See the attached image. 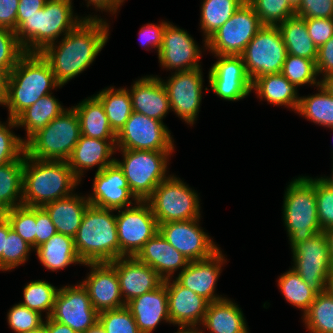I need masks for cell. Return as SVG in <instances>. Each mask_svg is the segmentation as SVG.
<instances>
[{
	"label": "cell",
	"mask_w": 333,
	"mask_h": 333,
	"mask_svg": "<svg viewBox=\"0 0 333 333\" xmlns=\"http://www.w3.org/2000/svg\"><path fill=\"white\" fill-rule=\"evenodd\" d=\"M288 1L295 10L300 6L302 2V0H288Z\"/></svg>",
	"instance_id": "cell-68"
},
{
	"label": "cell",
	"mask_w": 333,
	"mask_h": 333,
	"mask_svg": "<svg viewBox=\"0 0 333 333\" xmlns=\"http://www.w3.org/2000/svg\"><path fill=\"white\" fill-rule=\"evenodd\" d=\"M29 333H43V329H40V330L35 331V332H29Z\"/></svg>",
	"instance_id": "cell-71"
},
{
	"label": "cell",
	"mask_w": 333,
	"mask_h": 333,
	"mask_svg": "<svg viewBox=\"0 0 333 333\" xmlns=\"http://www.w3.org/2000/svg\"><path fill=\"white\" fill-rule=\"evenodd\" d=\"M20 0H0V27L15 31Z\"/></svg>",
	"instance_id": "cell-57"
},
{
	"label": "cell",
	"mask_w": 333,
	"mask_h": 333,
	"mask_svg": "<svg viewBox=\"0 0 333 333\" xmlns=\"http://www.w3.org/2000/svg\"><path fill=\"white\" fill-rule=\"evenodd\" d=\"M71 0H47L44 8L25 16L16 28L17 41L26 53H40L61 33L71 32L83 19L73 17Z\"/></svg>",
	"instance_id": "cell-4"
},
{
	"label": "cell",
	"mask_w": 333,
	"mask_h": 333,
	"mask_svg": "<svg viewBox=\"0 0 333 333\" xmlns=\"http://www.w3.org/2000/svg\"><path fill=\"white\" fill-rule=\"evenodd\" d=\"M43 333H77L68 325L61 324L50 317L43 323Z\"/></svg>",
	"instance_id": "cell-59"
},
{
	"label": "cell",
	"mask_w": 333,
	"mask_h": 333,
	"mask_svg": "<svg viewBox=\"0 0 333 333\" xmlns=\"http://www.w3.org/2000/svg\"><path fill=\"white\" fill-rule=\"evenodd\" d=\"M80 135L75 109L64 110L25 144V154L38 160L67 161Z\"/></svg>",
	"instance_id": "cell-7"
},
{
	"label": "cell",
	"mask_w": 333,
	"mask_h": 333,
	"mask_svg": "<svg viewBox=\"0 0 333 333\" xmlns=\"http://www.w3.org/2000/svg\"><path fill=\"white\" fill-rule=\"evenodd\" d=\"M327 290L333 296V272L330 274V277H329V280H328Z\"/></svg>",
	"instance_id": "cell-66"
},
{
	"label": "cell",
	"mask_w": 333,
	"mask_h": 333,
	"mask_svg": "<svg viewBox=\"0 0 333 333\" xmlns=\"http://www.w3.org/2000/svg\"><path fill=\"white\" fill-rule=\"evenodd\" d=\"M89 205L90 202L85 197L72 194L48 203L42 208L50 216L57 233L74 238Z\"/></svg>",
	"instance_id": "cell-29"
},
{
	"label": "cell",
	"mask_w": 333,
	"mask_h": 333,
	"mask_svg": "<svg viewBox=\"0 0 333 333\" xmlns=\"http://www.w3.org/2000/svg\"><path fill=\"white\" fill-rule=\"evenodd\" d=\"M65 109L55 99L47 94L41 97L37 102L24 110L15 120L8 119L10 127L25 126L28 139L26 144L36 133L43 130L53 119L58 117Z\"/></svg>",
	"instance_id": "cell-30"
},
{
	"label": "cell",
	"mask_w": 333,
	"mask_h": 333,
	"mask_svg": "<svg viewBox=\"0 0 333 333\" xmlns=\"http://www.w3.org/2000/svg\"><path fill=\"white\" fill-rule=\"evenodd\" d=\"M177 333H202V331H198L195 329H182V328H179V331Z\"/></svg>",
	"instance_id": "cell-67"
},
{
	"label": "cell",
	"mask_w": 333,
	"mask_h": 333,
	"mask_svg": "<svg viewBox=\"0 0 333 333\" xmlns=\"http://www.w3.org/2000/svg\"><path fill=\"white\" fill-rule=\"evenodd\" d=\"M5 215V212L0 208V219L3 218Z\"/></svg>",
	"instance_id": "cell-70"
},
{
	"label": "cell",
	"mask_w": 333,
	"mask_h": 333,
	"mask_svg": "<svg viewBox=\"0 0 333 333\" xmlns=\"http://www.w3.org/2000/svg\"><path fill=\"white\" fill-rule=\"evenodd\" d=\"M287 54L304 57L316 62L318 48L308 34L305 19L292 16L278 25Z\"/></svg>",
	"instance_id": "cell-35"
},
{
	"label": "cell",
	"mask_w": 333,
	"mask_h": 333,
	"mask_svg": "<svg viewBox=\"0 0 333 333\" xmlns=\"http://www.w3.org/2000/svg\"><path fill=\"white\" fill-rule=\"evenodd\" d=\"M168 294V309L170 323L178 324L180 328L195 329L203 322L209 302L195 292L182 286L177 280L173 283L170 279L163 281Z\"/></svg>",
	"instance_id": "cell-23"
},
{
	"label": "cell",
	"mask_w": 333,
	"mask_h": 333,
	"mask_svg": "<svg viewBox=\"0 0 333 333\" xmlns=\"http://www.w3.org/2000/svg\"><path fill=\"white\" fill-rule=\"evenodd\" d=\"M8 323L16 333L35 332L43 327L41 314L18 303L8 313Z\"/></svg>",
	"instance_id": "cell-48"
},
{
	"label": "cell",
	"mask_w": 333,
	"mask_h": 333,
	"mask_svg": "<svg viewBox=\"0 0 333 333\" xmlns=\"http://www.w3.org/2000/svg\"><path fill=\"white\" fill-rule=\"evenodd\" d=\"M281 73L297 87L306 83L317 86L321 84V81L316 82L315 78L318 74L316 62L304 57L287 54Z\"/></svg>",
	"instance_id": "cell-45"
},
{
	"label": "cell",
	"mask_w": 333,
	"mask_h": 333,
	"mask_svg": "<svg viewBox=\"0 0 333 333\" xmlns=\"http://www.w3.org/2000/svg\"><path fill=\"white\" fill-rule=\"evenodd\" d=\"M123 162L115 160L122 169L129 189L138 201H146L154 189L167 177V158L172 151H143L121 149Z\"/></svg>",
	"instance_id": "cell-8"
},
{
	"label": "cell",
	"mask_w": 333,
	"mask_h": 333,
	"mask_svg": "<svg viewBox=\"0 0 333 333\" xmlns=\"http://www.w3.org/2000/svg\"><path fill=\"white\" fill-rule=\"evenodd\" d=\"M262 26L254 8L246 1L206 40V47L216 55L240 56Z\"/></svg>",
	"instance_id": "cell-12"
},
{
	"label": "cell",
	"mask_w": 333,
	"mask_h": 333,
	"mask_svg": "<svg viewBox=\"0 0 333 333\" xmlns=\"http://www.w3.org/2000/svg\"><path fill=\"white\" fill-rule=\"evenodd\" d=\"M140 333H151L162 320L170 322L168 294L163 282L155 290L135 297L126 303Z\"/></svg>",
	"instance_id": "cell-26"
},
{
	"label": "cell",
	"mask_w": 333,
	"mask_h": 333,
	"mask_svg": "<svg viewBox=\"0 0 333 333\" xmlns=\"http://www.w3.org/2000/svg\"><path fill=\"white\" fill-rule=\"evenodd\" d=\"M219 60L209 71V84L219 97L236 101L243 99L252 90V81L247 75L241 56L216 55Z\"/></svg>",
	"instance_id": "cell-18"
},
{
	"label": "cell",
	"mask_w": 333,
	"mask_h": 333,
	"mask_svg": "<svg viewBox=\"0 0 333 333\" xmlns=\"http://www.w3.org/2000/svg\"><path fill=\"white\" fill-rule=\"evenodd\" d=\"M332 173H333V171H332ZM321 179L333 189V174H332V177H330V178L321 177Z\"/></svg>",
	"instance_id": "cell-69"
},
{
	"label": "cell",
	"mask_w": 333,
	"mask_h": 333,
	"mask_svg": "<svg viewBox=\"0 0 333 333\" xmlns=\"http://www.w3.org/2000/svg\"><path fill=\"white\" fill-rule=\"evenodd\" d=\"M12 229L32 248L36 249V207L17 206L4 215Z\"/></svg>",
	"instance_id": "cell-44"
},
{
	"label": "cell",
	"mask_w": 333,
	"mask_h": 333,
	"mask_svg": "<svg viewBox=\"0 0 333 333\" xmlns=\"http://www.w3.org/2000/svg\"><path fill=\"white\" fill-rule=\"evenodd\" d=\"M260 98H265L274 105H286L298 109L300 97L297 96V86L290 83L282 73L266 74L252 82Z\"/></svg>",
	"instance_id": "cell-33"
},
{
	"label": "cell",
	"mask_w": 333,
	"mask_h": 333,
	"mask_svg": "<svg viewBox=\"0 0 333 333\" xmlns=\"http://www.w3.org/2000/svg\"><path fill=\"white\" fill-rule=\"evenodd\" d=\"M193 40L185 30L167 23L158 53L161 66L178 72L200 68L198 59L201 51Z\"/></svg>",
	"instance_id": "cell-21"
},
{
	"label": "cell",
	"mask_w": 333,
	"mask_h": 333,
	"mask_svg": "<svg viewBox=\"0 0 333 333\" xmlns=\"http://www.w3.org/2000/svg\"><path fill=\"white\" fill-rule=\"evenodd\" d=\"M202 323L211 333H248L242 311L225 297L209 303Z\"/></svg>",
	"instance_id": "cell-31"
},
{
	"label": "cell",
	"mask_w": 333,
	"mask_h": 333,
	"mask_svg": "<svg viewBox=\"0 0 333 333\" xmlns=\"http://www.w3.org/2000/svg\"><path fill=\"white\" fill-rule=\"evenodd\" d=\"M58 290L46 281H32L24 287L25 301L20 304L40 314L42 310H47L48 318L52 313Z\"/></svg>",
	"instance_id": "cell-42"
},
{
	"label": "cell",
	"mask_w": 333,
	"mask_h": 333,
	"mask_svg": "<svg viewBox=\"0 0 333 333\" xmlns=\"http://www.w3.org/2000/svg\"><path fill=\"white\" fill-rule=\"evenodd\" d=\"M325 234L327 235L328 243H329V250H330V257L333 262V227L327 229L325 231Z\"/></svg>",
	"instance_id": "cell-64"
},
{
	"label": "cell",
	"mask_w": 333,
	"mask_h": 333,
	"mask_svg": "<svg viewBox=\"0 0 333 333\" xmlns=\"http://www.w3.org/2000/svg\"><path fill=\"white\" fill-rule=\"evenodd\" d=\"M305 22L308 34L317 48L333 36V18H308Z\"/></svg>",
	"instance_id": "cell-53"
},
{
	"label": "cell",
	"mask_w": 333,
	"mask_h": 333,
	"mask_svg": "<svg viewBox=\"0 0 333 333\" xmlns=\"http://www.w3.org/2000/svg\"><path fill=\"white\" fill-rule=\"evenodd\" d=\"M109 263L116 269L125 304L135 297L155 290L164 281L153 268L136 257H121Z\"/></svg>",
	"instance_id": "cell-22"
},
{
	"label": "cell",
	"mask_w": 333,
	"mask_h": 333,
	"mask_svg": "<svg viewBox=\"0 0 333 333\" xmlns=\"http://www.w3.org/2000/svg\"><path fill=\"white\" fill-rule=\"evenodd\" d=\"M95 97L103 105L112 130L118 134L133 112L129 90L120 88L114 91V87L107 88L99 92Z\"/></svg>",
	"instance_id": "cell-37"
},
{
	"label": "cell",
	"mask_w": 333,
	"mask_h": 333,
	"mask_svg": "<svg viewBox=\"0 0 333 333\" xmlns=\"http://www.w3.org/2000/svg\"><path fill=\"white\" fill-rule=\"evenodd\" d=\"M40 262L49 270L63 269L70 264H84L77 255L74 238L56 233L36 248Z\"/></svg>",
	"instance_id": "cell-34"
},
{
	"label": "cell",
	"mask_w": 333,
	"mask_h": 333,
	"mask_svg": "<svg viewBox=\"0 0 333 333\" xmlns=\"http://www.w3.org/2000/svg\"><path fill=\"white\" fill-rule=\"evenodd\" d=\"M73 108L79 118L81 135L116 141L117 134L109 124L103 105L95 96L85 99Z\"/></svg>",
	"instance_id": "cell-32"
},
{
	"label": "cell",
	"mask_w": 333,
	"mask_h": 333,
	"mask_svg": "<svg viewBox=\"0 0 333 333\" xmlns=\"http://www.w3.org/2000/svg\"><path fill=\"white\" fill-rule=\"evenodd\" d=\"M98 322L106 333H140L133 315L126 306L100 312Z\"/></svg>",
	"instance_id": "cell-46"
},
{
	"label": "cell",
	"mask_w": 333,
	"mask_h": 333,
	"mask_svg": "<svg viewBox=\"0 0 333 333\" xmlns=\"http://www.w3.org/2000/svg\"><path fill=\"white\" fill-rule=\"evenodd\" d=\"M255 10L262 25L278 26L296 15L288 0H246Z\"/></svg>",
	"instance_id": "cell-43"
},
{
	"label": "cell",
	"mask_w": 333,
	"mask_h": 333,
	"mask_svg": "<svg viewBox=\"0 0 333 333\" xmlns=\"http://www.w3.org/2000/svg\"><path fill=\"white\" fill-rule=\"evenodd\" d=\"M246 0H204L201 8V27L206 40L212 36Z\"/></svg>",
	"instance_id": "cell-38"
},
{
	"label": "cell",
	"mask_w": 333,
	"mask_h": 333,
	"mask_svg": "<svg viewBox=\"0 0 333 333\" xmlns=\"http://www.w3.org/2000/svg\"><path fill=\"white\" fill-rule=\"evenodd\" d=\"M129 91L133 112L162 121L171 109L163 80L158 77H143Z\"/></svg>",
	"instance_id": "cell-25"
},
{
	"label": "cell",
	"mask_w": 333,
	"mask_h": 333,
	"mask_svg": "<svg viewBox=\"0 0 333 333\" xmlns=\"http://www.w3.org/2000/svg\"><path fill=\"white\" fill-rule=\"evenodd\" d=\"M24 159H16L0 166V208L5 212L23 205ZM21 195V196H19ZM17 197H19V203Z\"/></svg>",
	"instance_id": "cell-36"
},
{
	"label": "cell",
	"mask_w": 333,
	"mask_h": 333,
	"mask_svg": "<svg viewBox=\"0 0 333 333\" xmlns=\"http://www.w3.org/2000/svg\"><path fill=\"white\" fill-rule=\"evenodd\" d=\"M135 257L153 268L163 280L169 279L178 268H186L189 263L160 232L149 239Z\"/></svg>",
	"instance_id": "cell-27"
},
{
	"label": "cell",
	"mask_w": 333,
	"mask_h": 333,
	"mask_svg": "<svg viewBox=\"0 0 333 333\" xmlns=\"http://www.w3.org/2000/svg\"><path fill=\"white\" fill-rule=\"evenodd\" d=\"M99 313L91 304L82 284L60 288L55 297L52 320L68 325L77 333H83L98 322Z\"/></svg>",
	"instance_id": "cell-15"
},
{
	"label": "cell",
	"mask_w": 333,
	"mask_h": 333,
	"mask_svg": "<svg viewBox=\"0 0 333 333\" xmlns=\"http://www.w3.org/2000/svg\"><path fill=\"white\" fill-rule=\"evenodd\" d=\"M91 266L87 280L81 284L87 290L92 306L100 313L126 306L120 293L116 269L109 262L84 263Z\"/></svg>",
	"instance_id": "cell-20"
},
{
	"label": "cell",
	"mask_w": 333,
	"mask_h": 333,
	"mask_svg": "<svg viewBox=\"0 0 333 333\" xmlns=\"http://www.w3.org/2000/svg\"><path fill=\"white\" fill-rule=\"evenodd\" d=\"M198 195L180 179L169 176L146 200L158 224L200 218Z\"/></svg>",
	"instance_id": "cell-9"
},
{
	"label": "cell",
	"mask_w": 333,
	"mask_h": 333,
	"mask_svg": "<svg viewBox=\"0 0 333 333\" xmlns=\"http://www.w3.org/2000/svg\"><path fill=\"white\" fill-rule=\"evenodd\" d=\"M124 2V0H89L88 5L94 4L96 8L104 9V10H110V12L116 13L117 8L121 5V3Z\"/></svg>",
	"instance_id": "cell-60"
},
{
	"label": "cell",
	"mask_w": 333,
	"mask_h": 333,
	"mask_svg": "<svg viewBox=\"0 0 333 333\" xmlns=\"http://www.w3.org/2000/svg\"><path fill=\"white\" fill-rule=\"evenodd\" d=\"M79 181L67 161L38 160L25 154L22 203L43 207L72 195L69 193Z\"/></svg>",
	"instance_id": "cell-3"
},
{
	"label": "cell",
	"mask_w": 333,
	"mask_h": 333,
	"mask_svg": "<svg viewBox=\"0 0 333 333\" xmlns=\"http://www.w3.org/2000/svg\"><path fill=\"white\" fill-rule=\"evenodd\" d=\"M47 0H20L17 10V27L25 20V16L35 14L44 8Z\"/></svg>",
	"instance_id": "cell-58"
},
{
	"label": "cell",
	"mask_w": 333,
	"mask_h": 333,
	"mask_svg": "<svg viewBox=\"0 0 333 333\" xmlns=\"http://www.w3.org/2000/svg\"><path fill=\"white\" fill-rule=\"evenodd\" d=\"M36 248L57 233L50 216L42 207H36Z\"/></svg>",
	"instance_id": "cell-54"
},
{
	"label": "cell",
	"mask_w": 333,
	"mask_h": 333,
	"mask_svg": "<svg viewBox=\"0 0 333 333\" xmlns=\"http://www.w3.org/2000/svg\"><path fill=\"white\" fill-rule=\"evenodd\" d=\"M320 93L300 97L297 113L325 127L333 126V96L323 87L318 86Z\"/></svg>",
	"instance_id": "cell-39"
},
{
	"label": "cell",
	"mask_w": 333,
	"mask_h": 333,
	"mask_svg": "<svg viewBox=\"0 0 333 333\" xmlns=\"http://www.w3.org/2000/svg\"><path fill=\"white\" fill-rule=\"evenodd\" d=\"M278 284L285 299L295 307L304 310V314L317 295L294 269L281 275Z\"/></svg>",
	"instance_id": "cell-40"
},
{
	"label": "cell",
	"mask_w": 333,
	"mask_h": 333,
	"mask_svg": "<svg viewBox=\"0 0 333 333\" xmlns=\"http://www.w3.org/2000/svg\"><path fill=\"white\" fill-rule=\"evenodd\" d=\"M60 86L41 53L25 52L9 73L4 103L9 109V118L15 120L41 97L50 94L51 88Z\"/></svg>",
	"instance_id": "cell-2"
},
{
	"label": "cell",
	"mask_w": 333,
	"mask_h": 333,
	"mask_svg": "<svg viewBox=\"0 0 333 333\" xmlns=\"http://www.w3.org/2000/svg\"><path fill=\"white\" fill-rule=\"evenodd\" d=\"M315 195L318 210V221L325 232L333 227V189L321 178H315Z\"/></svg>",
	"instance_id": "cell-49"
},
{
	"label": "cell",
	"mask_w": 333,
	"mask_h": 333,
	"mask_svg": "<svg viewBox=\"0 0 333 333\" xmlns=\"http://www.w3.org/2000/svg\"><path fill=\"white\" fill-rule=\"evenodd\" d=\"M200 68L175 72L164 86L170 107L188 124H194L202 99L203 78Z\"/></svg>",
	"instance_id": "cell-17"
},
{
	"label": "cell",
	"mask_w": 333,
	"mask_h": 333,
	"mask_svg": "<svg viewBox=\"0 0 333 333\" xmlns=\"http://www.w3.org/2000/svg\"><path fill=\"white\" fill-rule=\"evenodd\" d=\"M24 155L23 139L13 134L6 125L0 122V166L16 159H24Z\"/></svg>",
	"instance_id": "cell-51"
},
{
	"label": "cell",
	"mask_w": 333,
	"mask_h": 333,
	"mask_svg": "<svg viewBox=\"0 0 333 333\" xmlns=\"http://www.w3.org/2000/svg\"><path fill=\"white\" fill-rule=\"evenodd\" d=\"M321 84L333 96V73L325 77Z\"/></svg>",
	"instance_id": "cell-63"
},
{
	"label": "cell",
	"mask_w": 333,
	"mask_h": 333,
	"mask_svg": "<svg viewBox=\"0 0 333 333\" xmlns=\"http://www.w3.org/2000/svg\"><path fill=\"white\" fill-rule=\"evenodd\" d=\"M167 25V22H161L160 25L149 24L147 26H143L139 32L142 46H154L157 48L158 53L162 46L163 32Z\"/></svg>",
	"instance_id": "cell-56"
},
{
	"label": "cell",
	"mask_w": 333,
	"mask_h": 333,
	"mask_svg": "<svg viewBox=\"0 0 333 333\" xmlns=\"http://www.w3.org/2000/svg\"><path fill=\"white\" fill-rule=\"evenodd\" d=\"M9 72L0 68V104L4 105L7 96Z\"/></svg>",
	"instance_id": "cell-61"
},
{
	"label": "cell",
	"mask_w": 333,
	"mask_h": 333,
	"mask_svg": "<svg viewBox=\"0 0 333 333\" xmlns=\"http://www.w3.org/2000/svg\"><path fill=\"white\" fill-rule=\"evenodd\" d=\"M83 333H106L102 325L97 322L94 326L90 327Z\"/></svg>",
	"instance_id": "cell-65"
},
{
	"label": "cell",
	"mask_w": 333,
	"mask_h": 333,
	"mask_svg": "<svg viewBox=\"0 0 333 333\" xmlns=\"http://www.w3.org/2000/svg\"><path fill=\"white\" fill-rule=\"evenodd\" d=\"M32 246L24 241L11 227L8 221V236L2 250V271L23 264Z\"/></svg>",
	"instance_id": "cell-47"
},
{
	"label": "cell",
	"mask_w": 333,
	"mask_h": 333,
	"mask_svg": "<svg viewBox=\"0 0 333 333\" xmlns=\"http://www.w3.org/2000/svg\"><path fill=\"white\" fill-rule=\"evenodd\" d=\"M304 321L311 333H333V296L328 290L316 295Z\"/></svg>",
	"instance_id": "cell-41"
},
{
	"label": "cell",
	"mask_w": 333,
	"mask_h": 333,
	"mask_svg": "<svg viewBox=\"0 0 333 333\" xmlns=\"http://www.w3.org/2000/svg\"><path fill=\"white\" fill-rule=\"evenodd\" d=\"M116 141L89 138L80 135L79 141L75 145L73 152L67 163L74 175L80 180L83 170L99 165L97 172L111 165L116 159H109L116 146Z\"/></svg>",
	"instance_id": "cell-28"
},
{
	"label": "cell",
	"mask_w": 333,
	"mask_h": 333,
	"mask_svg": "<svg viewBox=\"0 0 333 333\" xmlns=\"http://www.w3.org/2000/svg\"><path fill=\"white\" fill-rule=\"evenodd\" d=\"M112 209L89 205L74 237L77 255L83 263L111 262L119 258L116 215Z\"/></svg>",
	"instance_id": "cell-5"
},
{
	"label": "cell",
	"mask_w": 333,
	"mask_h": 333,
	"mask_svg": "<svg viewBox=\"0 0 333 333\" xmlns=\"http://www.w3.org/2000/svg\"><path fill=\"white\" fill-rule=\"evenodd\" d=\"M24 53L15 31L0 27V68L10 73Z\"/></svg>",
	"instance_id": "cell-50"
},
{
	"label": "cell",
	"mask_w": 333,
	"mask_h": 333,
	"mask_svg": "<svg viewBox=\"0 0 333 333\" xmlns=\"http://www.w3.org/2000/svg\"><path fill=\"white\" fill-rule=\"evenodd\" d=\"M283 208L291 248L322 232L318 221L315 179L303 176L292 181L285 192Z\"/></svg>",
	"instance_id": "cell-6"
},
{
	"label": "cell",
	"mask_w": 333,
	"mask_h": 333,
	"mask_svg": "<svg viewBox=\"0 0 333 333\" xmlns=\"http://www.w3.org/2000/svg\"><path fill=\"white\" fill-rule=\"evenodd\" d=\"M199 218L159 224L161 235L189 262L212 257L220 249L199 227Z\"/></svg>",
	"instance_id": "cell-16"
},
{
	"label": "cell",
	"mask_w": 333,
	"mask_h": 333,
	"mask_svg": "<svg viewBox=\"0 0 333 333\" xmlns=\"http://www.w3.org/2000/svg\"><path fill=\"white\" fill-rule=\"evenodd\" d=\"M131 197L138 202L129 189L122 169L114 162L95 173L93 196L86 198L92 206L119 210L133 204L130 200Z\"/></svg>",
	"instance_id": "cell-19"
},
{
	"label": "cell",
	"mask_w": 333,
	"mask_h": 333,
	"mask_svg": "<svg viewBox=\"0 0 333 333\" xmlns=\"http://www.w3.org/2000/svg\"><path fill=\"white\" fill-rule=\"evenodd\" d=\"M170 131L162 121L132 112L116 136L120 149L143 151H173Z\"/></svg>",
	"instance_id": "cell-14"
},
{
	"label": "cell",
	"mask_w": 333,
	"mask_h": 333,
	"mask_svg": "<svg viewBox=\"0 0 333 333\" xmlns=\"http://www.w3.org/2000/svg\"><path fill=\"white\" fill-rule=\"evenodd\" d=\"M8 236V220L4 216L0 219V270H2V250L4 249L5 238Z\"/></svg>",
	"instance_id": "cell-62"
},
{
	"label": "cell",
	"mask_w": 333,
	"mask_h": 333,
	"mask_svg": "<svg viewBox=\"0 0 333 333\" xmlns=\"http://www.w3.org/2000/svg\"><path fill=\"white\" fill-rule=\"evenodd\" d=\"M294 269L317 294L327 290L333 262L325 232H319L292 247Z\"/></svg>",
	"instance_id": "cell-11"
},
{
	"label": "cell",
	"mask_w": 333,
	"mask_h": 333,
	"mask_svg": "<svg viewBox=\"0 0 333 333\" xmlns=\"http://www.w3.org/2000/svg\"><path fill=\"white\" fill-rule=\"evenodd\" d=\"M296 16L308 18H333V0H302Z\"/></svg>",
	"instance_id": "cell-52"
},
{
	"label": "cell",
	"mask_w": 333,
	"mask_h": 333,
	"mask_svg": "<svg viewBox=\"0 0 333 333\" xmlns=\"http://www.w3.org/2000/svg\"><path fill=\"white\" fill-rule=\"evenodd\" d=\"M136 205L119 209V215H116L119 258L127 255L135 257L144 244L159 232V224L150 205L146 201H138Z\"/></svg>",
	"instance_id": "cell-13"
},
{
	"label": "cell",
	"mask_w": 333,
	"mask_h": 333,
	"mask_svg": "<svg viewBox=\"0 0 333 333\" xmlns=\"http://www.w3.org/2000/svg\"><path fill=\"white\" fill-rule=\"evenodd\" d=\"M224 261L220 250L208 259L191 261L181 270L176 280L209 303L219 301L224 298L215 296L214 289Z\"/></svg>",
	"instance_id": "cell-24"
},
{
	"label": "cell",
	"mask_w": 333,
	"mask_h": 333,
	"mask_svg": "<svg viewBox=\"0 0 333 333\" xmlns=\"http://www.w3.org/2000/svg\"><path fill=\"white\" fill-rule=\"evenodd\" d=\"M316 69L324 78L333 73V36L318 48Z\"/></svg>",
	"instance_id": "cell-55"
},
{
	"label": "cell",
	"mask_w": 333,
	"mask_h": 333,
	"mask_svg": "<svg viewBox=\"0 0 333 333\" xmlns=\"http://www.w3.org/2000/svg\"><path fill=\"white\" fill-rule=\"evenodd\" d=\"M102 20L91 16L83 18L59 46L52 43L40 52L61 86L88 68L106 44L109 26Z\"/></svg>",
	"instance_id": "cell-1"
},
{
	"label": "cell",
	"mask_w": 333,
	"mask_h": 333,
	"mask_svg": "<svg viewBox=\"0 0 333 333\" xmlns=\"http://www.w3.org/2000/svg\"><path fill=\"white\" fill-rule=\"evenodd\" d=\"M240 56L252 82L266 74L280 73L287 49L278 26L263 25Z\"/></svg>",
	"instance_id": "cell-10"
}]
</instances>
